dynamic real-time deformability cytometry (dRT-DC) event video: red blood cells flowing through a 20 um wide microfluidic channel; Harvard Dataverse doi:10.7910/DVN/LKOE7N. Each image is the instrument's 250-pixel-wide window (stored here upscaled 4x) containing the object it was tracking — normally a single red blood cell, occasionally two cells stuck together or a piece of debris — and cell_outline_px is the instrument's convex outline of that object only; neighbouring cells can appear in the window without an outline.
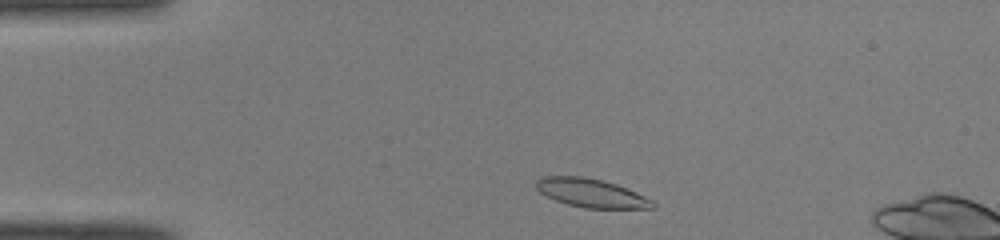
{"species": "common noctule bat (a hibernating species)", "species_latin": "Nyctalus noctula", "temperature_condition": "room temperature", "stored_images_in_passage": 42, "camera_frame_rate_fps": 3000, "um_per_image_px": 0.085, "animal": {"sex": "male", "body_mass_g": 19.0, "forearm_length_mm": 50.8}, "frame": {"image": 1, "passage_image": 2, "time_ms": 0.333, "image_size_px": [1000, 240], "cell_outline_px": [[656, 208], [584, 208], [568, 204], [556, 200], [540, 192], [536, 188], [536, 180], [544, 176], [584, 176], [604, 180], [616, 184], [636, 192], [652, 200], [656, 204]], "centroid_in_image_um": [50.27, 16.4], "position_along_channel_um": 34.7, "area_um2": 19.36}}
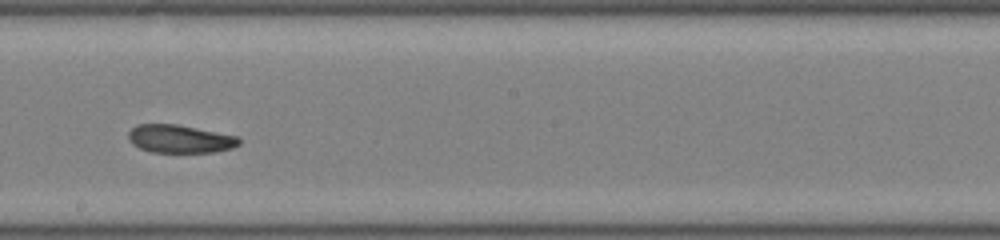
{"frame": {"image": 2, "passage_image": 20, "time_ms": 6.333, "image_size_px": [1000, 240], "cell_outline_px": [[240, 144], [232, 148], [216, 152], [152, 152], [140, 148], [132, 144], [128, 140], [128, 132], [136, 124], [176, 124], [240, 136]], "centroid_in_image_um": [15.3, 11.8], "position_along_channel_um": 232.9, "area_um2": 18.26}}
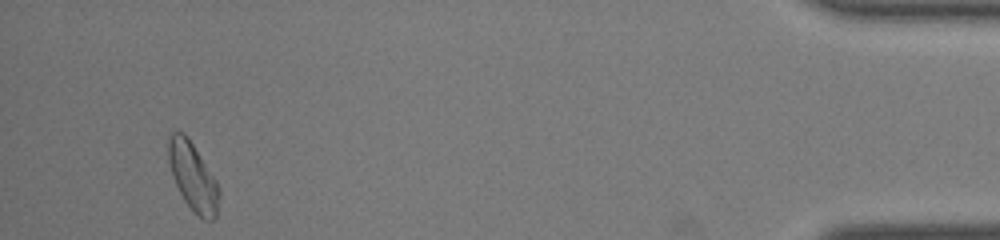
{"frame": {"image": 3, "passage_image": 39, "time_ms": 12.667, "image_size_px": [1000, 240], "cell_outline_px": [[220, 196], [216, 216], [212, 220], [204, 220], [184, 200], [176, 184], [168, 160], [168, 140], [172, 132], [184, 132], [216, 180], [220, 192]], "centroid_in_image_um": [16.41, 15.02], "position_along_channel_um": 418.8, "area_um2": 19.54}}